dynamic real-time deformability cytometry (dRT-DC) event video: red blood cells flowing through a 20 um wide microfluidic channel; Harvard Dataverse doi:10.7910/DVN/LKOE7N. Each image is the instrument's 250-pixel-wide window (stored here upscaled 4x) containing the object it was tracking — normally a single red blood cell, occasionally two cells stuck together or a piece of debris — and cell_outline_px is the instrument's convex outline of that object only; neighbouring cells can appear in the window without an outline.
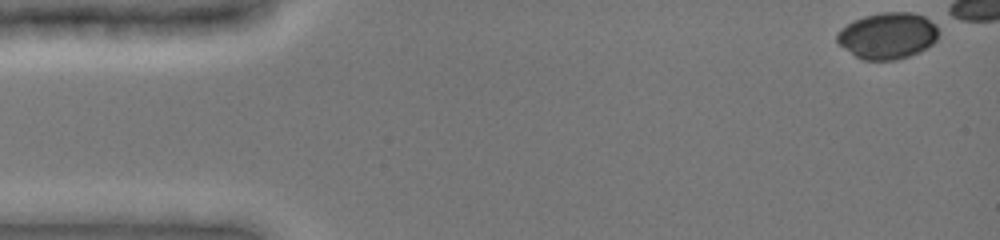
{"species": "common noctule bat (a hibernating species)", "species_latin": "Nyctalus noctula", "temperature_condition": "cold", "stored_images_in_passage": 13, "camera_frame_rate_fps": 3000, "um_per_image_px": 0.085, "animal": {"sex": "female", "body_mass_g": 19.0, "forearm_length_mm": 51.5}, "frame": {"image": 1, "passage_image": 1, "time_ms": 0.0, "image_size_px": [1000, 240], "cell_outline_px": [[940, 32], [936, 40], [928, 48], [920, 52], [896, 60], [864, 60], [856, 56], [844, 48], [836, 40], [836, 32], [840, 28], [852, 20], [864, 16], [880, 12], [912, 12], [924, 16], [932, 20], [936, 24]], "centroid_in_image_um": [75.47, 3.02], "position_along_channel_um": 9.5, "area_um2": 27.86}}